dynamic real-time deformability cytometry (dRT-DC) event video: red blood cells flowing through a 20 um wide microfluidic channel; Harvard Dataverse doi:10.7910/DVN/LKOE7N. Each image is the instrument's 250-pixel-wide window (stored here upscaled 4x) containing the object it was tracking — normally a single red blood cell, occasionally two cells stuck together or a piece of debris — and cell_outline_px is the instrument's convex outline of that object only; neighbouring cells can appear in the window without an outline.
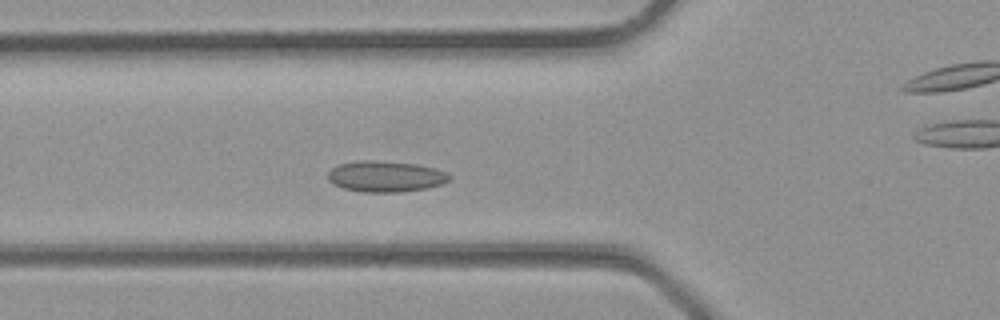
{"species": "common noctule bat (a hibernating species)", "species_latin": "Nyctalus noctula", "temperature_condition": "room temperature", "stored_images_in_passage": 25, "camera_frame_rate_fps": 3000, "um_per_image_px": 0.085, "animal": {"sex": "male", "body_mass_g": 23.1, "forearm_length_mm": 52.7}, "frame": {"image": 1, "passage_image": 7, "time_ms": 2.0, "image_size_px": [1000, 320], "cell_outline_px": [[452, 176], [444, 184], [428, 188], [400, 192], [364, 192], [344, 188], [332, 184], [328, 180], [328, 172], [332, 168], [340, 164], [364, 160], [376, 160], [416, 164], [436, 168], [448, 172]], "centroid_in_image_um": [32.82, 15.0], "position_along_channel_um": 93.0, "area_um2": 22.08}}
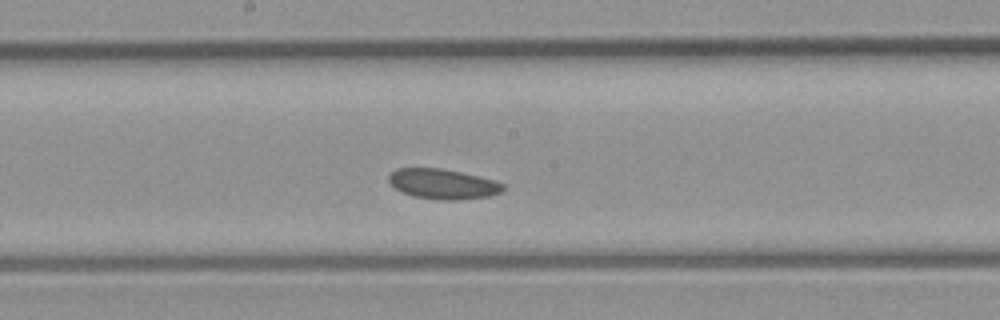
{"frame": {"image": 2, "passage_image": 13, "time_ms": 4.0, "image_size_px": [1000, 320], "cell_outline_px": [[504, 188], [500, 192], [488, 196], [456, 200], [440, 200], [412, 196], [396, 188], [388, 180], [388, 176], [396, 168], [440, 168], [460, 172], [496, 180], [504, 184]], "centroid_in_image_um": [37.65, 15.63], "position_along_channel_um": 210.6, "area_um2": 19.88}}
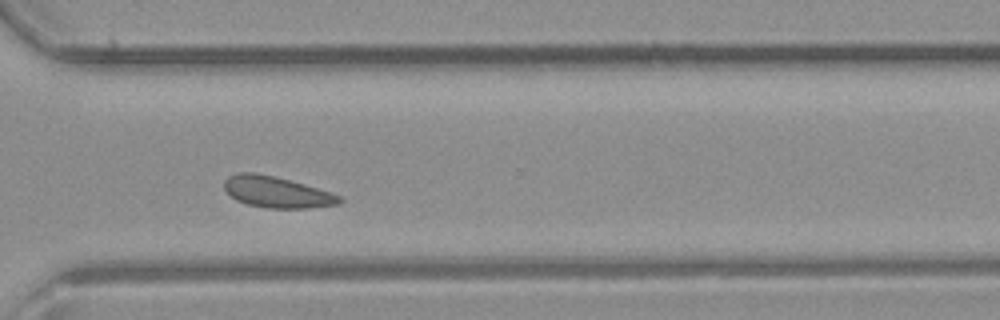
{"frame": {"image": 3, "passage_image": 20, "time_ms": 6.333, "image_size_px": [1000, 320], "cell_outline_px": [[344, 200], [340, 204], [308, 208], [268, 208], [248, 204], [236, 200], [224, 188], [224, 180], [228, 176], [236, 172], [256, 172], [304, 184], [340, 196]], "centroid_in_image_um": [23.5, 16.32], "position_along_channel_um": 347.1, "area_um2": 20.75}}